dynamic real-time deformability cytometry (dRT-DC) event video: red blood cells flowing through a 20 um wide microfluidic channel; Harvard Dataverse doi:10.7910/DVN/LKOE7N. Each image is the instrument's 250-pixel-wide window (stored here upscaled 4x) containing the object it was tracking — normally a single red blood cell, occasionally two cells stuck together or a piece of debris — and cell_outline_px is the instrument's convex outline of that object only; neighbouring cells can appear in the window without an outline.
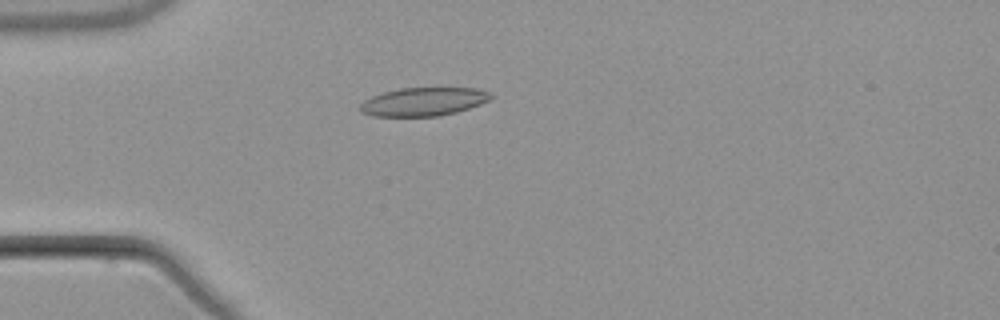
{"species": "common noctule bat (a hibernating species)", "species_latin": "Nyctalus noctula", "temperature_condition": "warm", "stored_images_in_passage": 5, "camera_frame_rate_fps": 3000, "um_per_image_px": 0.085, "animal": {"sex": "male", "body_mass_g": 21.5, "forearm_length_mm": 52.0}, "frame": {"image": 1, "passage_image": 5, "time_ms": 5.0, "image_size_px": [1000, 320], "cell_outline_px": [[496, 96], [480, 104], [456, 112], [440, 116], [372, 116], [360, 112], [360, 104], [364, 100], [372, 96], [384, 92], [400, 88], [476, 88], [488, 92]], "centroid_in_image_um": [35.99, 8.64], "position_along_channel_um": 49.0, "area_um2": 21.62}}